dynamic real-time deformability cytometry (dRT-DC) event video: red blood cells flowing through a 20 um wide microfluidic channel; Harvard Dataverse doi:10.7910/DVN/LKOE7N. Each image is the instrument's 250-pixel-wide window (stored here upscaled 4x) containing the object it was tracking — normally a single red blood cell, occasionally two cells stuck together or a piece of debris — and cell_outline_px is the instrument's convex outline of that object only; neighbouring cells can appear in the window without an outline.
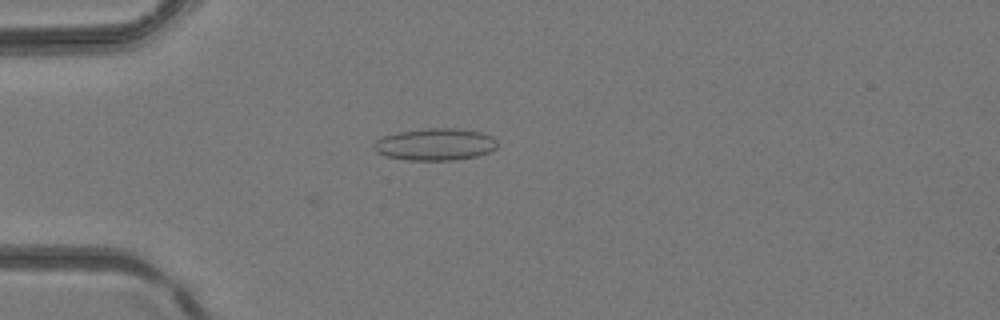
{"species": "common noctule bat (a hibernating species)", "species_latin": "Nyctalus noctula", "temperature_condition": "room temperature", "stored_images_in_passage": 33, "camera_frame_rate_fps": 3000, "um_per_image_px": 0.085, "animal": {"sex": "female", "body_mass_g": 24.6, "forearm_length_mm": 56.2}, "frame": {"image": 1, "passage_image": 3, "time_ms": 0.667, "image_size_px": [1000, 320], "cell_outline_px": [[496, 148], [488, 152], [476, 156], [456, 160], [408, 160], [388, 156], [376, 152], [372, 148], [372, 144], [376, 140], [384, 136], [396, 132], [424, 128], [456, 128], [480, 132], [492, 136], [496, 140]], "centroid_in_image_um": [36.96, 12.26], "position_along_channel_um": 48.0, "area_um2": 23.12}}
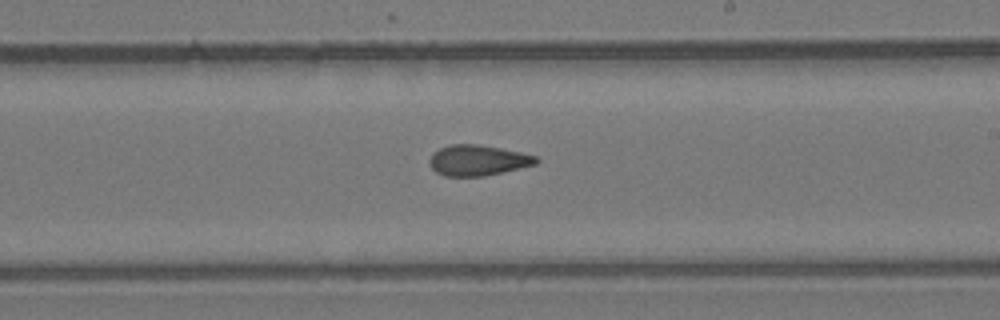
{"frame": {"image": 2, "passage_image": 16, "time_ms": 5.0, "image_size_px": [1000, 320], "cell_outline_px": [[540, 160], [536, 164], [484, 176], [444, 176], [436, 172], [432, 168], [428, 160], [432, 152], [448, 144], [476, 144], [500, 148], [520, 152], [536, 156]], "centroid_in_image_um": [40.57, 13.62], "position_along_channel_um": 248.4, "area_um2": 19.02}}
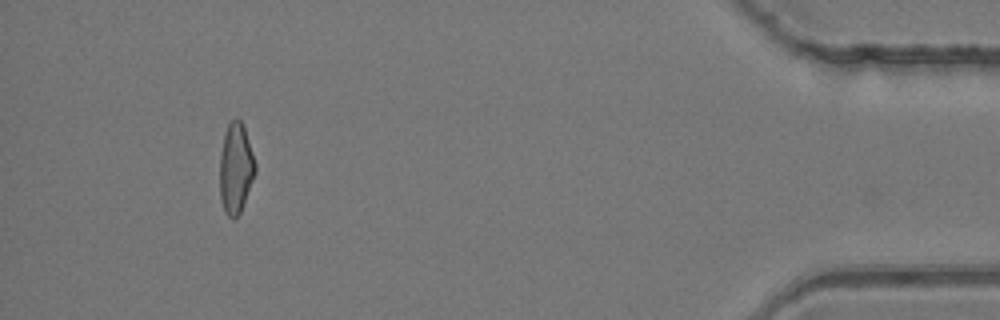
{"frame": {"image": 3, "passage_image": 30, "time_ms": 9.667, "image_size_px": [1000, 320], "cell_outline_px": [[256, 172], [240, 212], [232, 220], [224, 212], [220, 196], [220, 156], [224, 132], [228, 124], [236, 116], [244, 124], [256, 164]], "centroid_in_image_um": [20.04, 14.27], "position_along_channel_um": 415.2, "area_um2": 18.84}}